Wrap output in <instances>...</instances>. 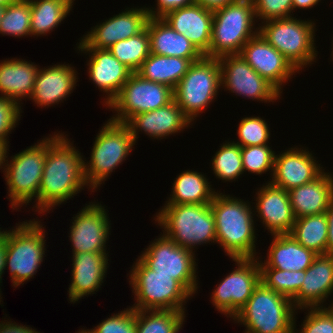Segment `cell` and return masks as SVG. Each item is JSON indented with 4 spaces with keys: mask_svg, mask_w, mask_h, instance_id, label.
<instances>
[{
    "mask_svg": "<svg viewBox=\"0 0 333 333\" xmlns=\"http://www.w3.org/2000/svg\"><path fill=\"white\" fill-rule=\"evenodd\" d=\"M60 131L47 136V156L33 211L44 215L74 198L89 186L84 176V156Z\"/></svg>",
    "mask_w": 333,
    "mask_h": 333,
    "instance_id": "cell-1",
    "label": "cell"
},
{
    "mask_svg": "<svg viewBox=\"0 0 333 333\" xmlns=\"http://www.w3.org/2000/svg\"><path fill=\"white\" fill-rule=\"evenodd\" d=\"M210 206L215 220L216 241L224 253L231 259L257 258L256 221L254 207H251L254 205L249 200L217 190Z\"/></svg>",
    "mask_w": 333,
    "mask_h": 333,
    "instance_id": "cell-2",
    "label": "cell"
},
{
    "mask_svg": "<svg viewBox=\"0 0 333 333\" xmlns=\"http://www.w3.org/2000/svg\"><path fill=\"white\" fill-rule=\"evenodd\" d=\"M154 220L165 236L194 253L200 245L217 243L210 204H165Z\"/></svg>",
    "mask_w": 333,
    "mask_h": 333,
    "instance_id": "cell-3",
    "label": "cell"
},
{
    "mask_svg": "<svg viewBox=\"0 0 333 333\" xmlns=\"http://www.w3.org/2000/svg\"><path fill=\"white\" fill-rule=\"evenodd\" d=\"M296 311L290 298L260 281L246 305L232 320L243 324L244 333H294Z\"/></svg>",
    "mask_w": 333,
    "mask_h": 333,
    "instance_id": "cell-4",
    "label": "cell"
},
{
    "mask_svg": "<svg viewBox=\"0 0 333 333\" xmlns=\"http://www.w3.org/2000/svg\"><path fill=\"white\" fill-rule=\"evenodd\" d=\"M129 270V285L135 298L134 310H173L186 313L192 295L170 275L157 274L139 257Z\"/></svg>",
    "mask_w": 333,
    "mask_h": 333,
    "instance_id": "cell-5",
    "label": "cell"
},
{
    "mask_svg": "<svg viewBox=\"0 0 333 333\" xmlns=\"http://www.w3.org/2000/svg\"><path fill=\"white\" fill-rule=\"evenodd\" d=\"M44 228L41 220L30 219L16 223L15 228L5 233V270L9 269L11 283L15 288L34 278L45 258Z\"/></svg>",
    "mask_w": 333,
    "mask_h": 333,
    "instance_id": "cell-6",
    "label": "cell"
},
{
    "mask_svg": "<svg viewBox=\"0 0 333 333\" xmlns=\"http://www.w3.org/2000/svg\"><path fill=\"white\" fill-rule=\"evenodd\" d=\"M258 26L264 39L285 56L299 73L316 62L315 20L304 21L293 16L267 20Z\"/></svg>",
    "mask_w": 333,
    "mask_h": 333,
    "instance_id": "cell-7",
    "label": "cell"
},
{
    "mask_svg": "<svg viewBox=\"0 0 333 333\" xmlns=\"http://www.w3.org/2000/svg\"><path fill=\"white\" fill-rule=\"evenodd\" d=\"M135 141L125 123L108 119L93 142L90 160H84V176L91 192L97 191L101 184L122 165L132 152Z\"/></svg>",
    "mask_w": 333,
    "mask_h": 333,
    "instance_id": "cell-8",
    "label": "cell"
},
{
    "mask_svg": "<svg viewBox=\"0 0 333 333\" xmlns=\"http://www.w3.org/2000/svg\"><path fill=\"white\" fill-rule=\"evenodd\" d=\"M252 0H238L213 11L210 58L240 54L242 47L259 33Z\"/></svg>",
    "mask_w": 333,
    "mask_h": 333,
    "instance_id": "cell-9",
    "label": "cell"
},
{
    "mask_svg": "<svg viewBox=\"0 0 333 333\" xmlns=\"http://www.w3.org/2000/svg\"><path fill=\"white\" fill-rule=\"evenodd\" d=\"M221 89V68L218 58L204 56L193 62L173 90L174 101L194 124ZM207 107V108H206Z\"/></svg>",
    "mask_w": 333,
    "mask_h": 333,
    "instance_id": "cell-10",
    "label": "cell"
},
{
    "mask_svg": "<svg viewBox=\"0 0 333 333\" xmlns=\"http://www.w3.org/2000/svg\"><path fill=\"white\" fill-rule=\"evenodd\" d=\"M39 141V142H38ZM23 151L7 157L4 178L11 209L18 211L38 199V190L47 156V137ZM9 160V161H8ZM20 207V208H19Z\"/></svg>",
    "mask_w": 333,
    "mask_h": 333,
    "instance_id": "cell-11",
    "label": "cell"
},
{
    "mask_svg": "<svg viewBox=\"0 0 333 333\" xmlns=\"http://www.w3.org/2000/svg\"><path fill=\"white\" fill-rule=\"evenodd\" d=\"M149 244L138 257L157 274L170 275L192 296L196 294L199 283L194 251L177 245L163 233Z\"/></svg>",
    "mask_w": 333,
    "mask_h": 333,
    "instance_id": "cell-12",
    "label": "cell"
},
{
    "mask_svg": "<svg viewBox=\"0 0 333 333\" xmlns=\"http://www.w3.org/2000/svg\"><path fill=\"white\" fill-rule=\"evenodd\" d=\"M174 100L173 89L160 83L143 79L132 73L118 95L106 107L115 114L112 121L126 123L133 115L164 107ZM113 109V110H112Z\"/></svg>",
    "mask_w": 333,
    "mask_h": 333,
    "instance_id": "cell-13",
    "label": "cell"
},
{
    "mask_svg": "<svg viewBox=\"0 0 333 333\" xmlns=\"http://www.w3.org/2000/svg\"><path fill=\"white\" fill-rule=\"evenodd\" d=\"M235 267L211 293V303L223 315L233 318L260 283L258 258L232 259Z\"/></svg>",
    "mask_w": 333,
    "mask_h": 333,
    "instance_id": "cell-14",
    "label": "cell"
},
{
    "mask_svg": "<svg viewBox=\"0 0 333 333\" xmlns=\"http://www.w3.org/2000/svg\"><path fill=\"white\" fill-rule=\"evenodd\" d=\"M221 88L252 101L271 103L282 94L261 77L240 54L219 57Z\"/></svg>",
    "mask_w": 333,
    "mask_h": 333,
    "instance_id": "cell-15",
    "label": "cell"
},
{
    "mask_svg": "<svg viewBox=\"0 0 333 333\" xmlns=\"http://www.w3.org/2000/svg\"><path fill=\"white\" fill-rule=\"evenodd\" d=\"M105 208L98 201H92L72 217L68 233L72 254L108 252L106 242L111 234V220Z\"/></svg>",
    "mask_w": 333,
    "mask_h": 333,
    "instance_id": "cell-16",
    "label": "cell"
},
{
    "mask_svg": "<svg viewBox=\"0 0 333 333\" xmlns=\"http://www.w3.org/2000/svg\"><path fill=\"white\" fill-rule=\"evenodd\" d=\"M149 19L146 6L126 8L119 14L100 22L84 34L76 44L78 47L108 49L118 41L140 33Z\"/></svg>",
    "mask_w": 333,
    "mask_h": 333,
    "instance_id": "cell-17",
    "label": "cell"
},
{
    "mask_svg": "<svg viewBox=\"0 0 333 333\" xmlns=\"http://www.w3.org/2000/svg\"><path fill=\"white\" fill-rule=\"evenodd\" d=\"M242 58L281 94L284 84L295 77L298 71L292 64L258 33L240 52Z\"/></svg>",
    "mask_w": 333,
    "mask_h": 333,
    "instance_id": "cell-18",
    "label": "cell"
},
{
    "mask_svg": "<svg viewBox=\"0 0 333 333\" xmlns=\"http://www.w3.org/2000/svg\"><path fill=\"white\" fill-rule=\"evenodd\" d=\"M311 151L295 146L275 154L274 168L270 183L289 191L292 188L310 183L324 171ZM324 168V169H323Z\"/></svg>",
    "mask_w": 333,
    "mask_h": 333,
    "instance_id": "cell-19",
    "label": "cell"
},
{
    "mask_svg": "<svg viewBox=\"0 0 333 333\" xmlns=\"http://www.w3.org/2000/svg\"><path fill=\"white\" fill-rule=\"evenodd\" d=\"M77 51L89 55L86 62L89 80L105 93L103 105L107 107L133 72L108 49L77 46Z\"/></svg>",
    "mask_w": 333,
    "mask_h": 333,
    "instance_id": "cell-20",
    "label": "cell"
},
{
    "mask_svg": "<svg viewBox=\"0 0 333 333\" xmlns=\"http://www.w3.org/2000/svg\"><path fill=\"white\" fill-rule=\"evenodd\" d=\"M255 196L254 216L260 218V222L271 236L289 234L295 217L288 191L266 181L261 188H257Z\"/></svg>",
    "mask_w": 333,
    "mask_h": 333,
    "instance_id": "cell-21",
    "label": "cell"
},
{
    "mask_svg": "<svg viewBox=\"0 0 333 333\" xmlns=\"http://www.w3.org/2000/svg\"><path fill=\"white\" fill-rule=\"evenodd\" d=\"M125 124L129 127L135 143L140 131L151 139L160 140L181 133L193 125L174 100L153 111L135 114Z\"/></svg>",
    "mask_w": 333,
    "mask_h": 333,
    "instance_id": "cell-22",
    "label": "cell"
},
{
    "mask_svg": "<svg viewBox=\"0 0 333 333\" xmlns=\"http://www.w3.org/2000/svg\"><path fill=\"white\" fill-rule=\"evenodd\" d=\"M72 64H54L38 70L33 93V100L38 107L48 108L63 102L76 88L78 75ZM47 106V107H46Z\"/></svg>",
    "mask_w": 333,
    "mask_h": 333,
    "instance_id": "cell-23",
    "label": "cell"
},
{
    "mask_svg": "<svg viewBox=\"0 0 333 333\" xmlns=\"http://www.w3.org/2000/svg\"><path fill=\"white\" fill-rule=\"evenodd\" d=\"M108 253L83 252L72 255V280L67 293L69 303L74 304L82 297L96 294L99 289L101 290L109 268Z\"/></svg>",
    "mask_w": 333,
    "mask_h": 333,
    "instance_id": "cell-24",
    "label": "cell"
},
{
    "mask_svg": "<svg viewBox=\"0 0 333 333\" xmlns=\"http://www.w3.org/2000/svg\"><path fill=\"white\" fill-rule=\"evenodd\" d=\"M161 18L190 40L204 56L209 57L213 11L193 3L172 10Z\"/></svg>",
    "mask_w": 333,
    "mask_h": 333,
    "instance_id": "cell-25",
    "label": "cell"
},
{
    "mask_svg": "<svg viewBox=\"0 0 333 333\" xmlns=\"http://www.w3.org/2000/svg\"><path fill=\"white\" fill-rule=\"evenodd\" d=\"M333 294V255H317L305 270L299 292L291 299L297 310L326 307L324 303ZM324 304V305H323Z\"/></svg>",
    "mask_w": 333,
    "mask_h": 333,
    "instance_id": "cell-26",
    "label": "cell"
},
{
    "mask_svg": "<svg viewBox=\"0 0 333 333\" xmlns=\"http://www.w3.org/2000/svg\"><path fill=\"white\" fill-rule=\"evenodd\" d=\"M295 219L325 213L333 200V172L288 191Z\"/></svg>",
    "mask_w": 333,
    "mask_h": 333,
    "instance_id": "cell-27",
    "label": "cell"
},
{
    "mask_svg": "<svg viewBox=\"0 0 333 333\" xmlns=\"http://www.w3.org/2000/svg\"><path fill=\"white\" fill-rule=\"evenodd\" d=\"M266 260L258 258L260 268H276L288 271L306 270L317 256L298 243L290 234L272 235ZM260 258V259H259Z\"/></svg>",
    "mask_w": 333,
    "mask_h": 333,
    "instance_id": "cell-28",
    "label": "cell"
},
{
    "mask_svg": "<svg viewBox=\"0 0 333 333\" xmlns=\"http://www.w3.org/2000/svg\"><path fill=\"white\" fill-rule=\"evenodd\" d=\"M146 28L150 38V53L184 59H202L204 55L183 34L162 18L149 17Z\"/></svg>",
    "mask_w": 333,
    "mask_h": 333,
    "instance_id": "cell-29",
    "label": "cell"
},
{
    "mask_svg": "<svg viewBox=\"0 0 333 333\" xmlns=\"http://www.w3.org/2000/svg\"><path fill=\"white\" fill-rule=\"evenodd\" d=\"M39 66L24 59L11 58L0 62V95L19 104L33 93ZM21 102V103H20Z\"/></svg>",
    "mask_w": 333,
    "mask_h": 333,
    "instance_id": "cell-30",
    "label": "cell"
},
{
    "mask_svg": "<svg viewBox=\"0 0 333 333\" xmlns=\"http://www.w3.org/2000/svg\"><path fill=\"white\" fill-rule=\"evenodd\" d=\"M204 173L182 171L173 180L172 191L165 204H210L217 192Z\"/></svg>",
    "mask_w": 333,
    "mask_h": 333,
    "instance_id": "cell-31",
    "label": "cell"
},
{
    "mask_svg": "<svg viewBox=\"0 0 333 333\" xmlns=\"http://www.w3.org/2000/svg\"><path fill=\"white\" fill-rule=\"evenodd\" d=\"M200 59H184L151 53L136 72L143 79L164 84L174 90L193 62Z\"/></svg>",
    "mask_w": 333,
    "mask_h": 333,
    "instance_id": "cell-32",
    "label": "cell"
},
{
    "mask_svg": "<svg viewBox=\"0 0 333 333\" xmlns=\"http://www.w3.org/2000/svg\"><path fill=\"white\" fill-rule=\"evenodd\" d=\"M29 1L31 6V37L46 36L51 33L72 11V7L63 0Z\"/></svg>",
    "mask_w": 333,
    "mask_h": 333,
    "instance_id": "cell-33",
    "label": "cell"
},
{
    "mask_svg": "<svg viewBox=\"0 0 333 333\" xmlns=\"http://www.w3.org/2000/svg\"><path fill=\"white\" fill-rule=\"evenodd\" d=\"M328 221L325 213L295 219L289 233L317 255L327 254Z\"/></svg>",
    "mask_w": 333,
    "mask_h": 333,
    "instance_id": "cell-34",
    "label": "cell"
},
{
    "mask_svg": "<svg viewBox=\"0 0 333 333\" xmlns=\"http://www.w3.org/2000/svg\"><path fill=\"white\" fill-rule=\"evenodd\" d=\"M108 50L133 73L137 72L151 54L147 28L126 40L116 42Z\"/></svg>",
    "mask_w": 333,
    "mask_h": 333,
    "instance_id": "cell-35",
    "label": "cell"
},
{
    "mask_svg": "<svg viewBox=\"0 0 333 333\" xmlns=\"http://www.w3.org/2000/svg\"><path fill=\"white\" fill-rule=\"evenodd\" d=\"M219 147L210 163L215 178L225 183L238 181L244 174L241 146L231 140L223 142Z\"/></svg>",
    "mask_w": 333,
    "mask_h": 333,
    "instance_id": "cell-36",
    "label": "cell"
},
{
    "mask_svg": "<svg viewBox=\"0 0 333 333\" xmlns=\"http://www.w3.org/2000/svg\"><path fill=\"white\" fill-rule=\"evenodd\" d=\"M186 314L173 310H136V333H172Z\"/></svg>",
    "mask_w": 333,
    "mask_h": 333,
    "instance_id": "cell-37",
    "label": "cell"
},
{
    "mask_svg": "<svg viewBox=\"0 0 333 333\" xmlns=\"http://www.w3.org/2000/svg\"><path fill=\"white\" fill-rule=\"evenodd\" d=\"M30 19V1L16 0L5 7L0 23V34L17 38L31 37Z\"/></svg>",
    "mask_w": 333,
    "mask_h": 333,
    "instance_id": "cell-38",
    "label": "cell"
},
{
    "mask_svg": "<svg viewBox=\"0 0 333 333\" xmlns=\"http://www.w3.org/2000/svg\"><path fill=\"white\" fill-rule=\"evenodd\" d=\"M305 277L303 271L260 268V281L271 290L292 299L300 290Z\"/></svg>",
    "mask_w": 333,
    "mask_h": 333,
    "instance_id": "cell-39",
    "label": "cell"
},
{
    "mask_svg": "<svg viewBox=\"0 0 333 333\" xmlns=\"http://www.w3.org/2000/svg\"><path fill=\"white\" fill-rule=\"evenodd\" d=\"M276 152L270 145L241 147V158L244 172L262 175L269 171L272 178ZM271 170V171H270Z\"/></svg>",
    "mask_w": 333,
    "mask_h": 333,
    "instance_id": "cell-40",
    "label": "cell"
},
{
    "mask_svg": "<svg viewBox=\"0 0 333 333\" xmlns=\"http://www.w3.org/2000/svg\"><path fill=\"white\" fill-rule=\"evenodd\" d=\"M268 123L259 116H247L241 119L237 128L238 141L241 147L268 145L271 133Z\"/></svg>",
    "mask_w": 333,
    "mask_h": 333,
    "instance_id": "cell-41",
    "label": "cell"
},
{
    "mask_svg": "<svg viewBox=\"0 0 333 333\" xmlns=\"http://www.w3.org/2000/svg\"><path fill=\"white\" fill-rule=\"evenodd\" d=\"M299 310H307L305 319L301 323V329H296V315L294 318V333H333V307H311ZM297 330V331H296Z\"/></svg>",
    "mask_w": 333,
    "mask_h": 333,
    "instance_id": "cell-42",
    "label": "cell"
},
{
    "mask_svg": "<svg viewBox=\"0 0 333 333\" xmlns=\"http://www.w3.org/2000/svg\"><path fill=\"white\" fill-rule=\"evenodd\" d=\"M87 333H136V310L132 307L102 320L92 329H85Z\"/></svg>",
    "mask_w": 333,
    "mask_h": 333,
    "instance_id": "cell-43",
    "label": "cell"
},
{
    "mask_svg": "<svg viewBox=\"0 0 333 333\" xmlns=\"http://www.w3.org/2000/svg\"><path fill=\"white\" fill-rule=\"evenodd\" d=\"M252 3L256 22L293 16L292 0H252Z\"/></svg>",
    "mask_w": 333,
    "mask_h": 333,
    "instance_id": "cell-44",
    "label": "cell"
},
{
    "mask_svg": "<svg viewBox=\"0 0 333 333\" xmlns=\"http://www.w3.org/2000/svg\"><path fill=\"white\" fill-rule=\"evenodd\" d=\"M22 105L12 98L0 95V140L9 144V134L16 128L21 118Z\"/></svg>",
    "mask_w": 333,
    "mask_h": 333,
    "instance_id": "cell-45",
    "label": "cell"
},
{
    "mask_svg": "<svg viewBox=\"0 0 333 333\" xmlns=\"http://www.w3.org/2000/svg\"><path fill=\"white\" fill-rule=\"evenodd\" d=\"M195 3V0H156V7H146L149 17L161 18L166 13Z\"/></svg>",
    "mask_w": 333,
    "mask_h": 333,
    "instance_id": "cell-46",
    "label": "cell"
},
{
    "mask_svg": "<svg viewBox=\"0 0 333 333\" xmlns=\"http://www.w3.org/2000/svg\"><path fill=\"white\" fill-rule=\"evenodd\" d=\"M10 320L0 322V333H40L28 325H21Z\"/></svg>",
    "mask_w": 333,
    "mask_h": 333,
    "instance_id": "cell-47",
    "label": "cell"
},
{
    "mask_svg": "<svg viewBox=\"0 0 333 333\" xmlns=\"http://www.w3.org/2000/svg\"><path fill=\"white\" fill-rule=\"evenodd\" d=\"M328 221L327 254L333 255V200L325 212Z\"/></svg>",
    "mask_w": 333,
    "mask_h": 333,
    "instance_id": "cell-48",
    "label": "cell"
},
{
    "mask_svg": "<svg viewBox=\"0 0 333 333\" xmlns=\"http://www.w3.org/2000/svg\"><path fill=\"white\" fill-rule=\"evenodd\" d=\"M236 1L238 0H195V3L200 4L208 10L215 11Z\"/></svg>",
    "mask_w": 333,
    "mask_h": 333,
    "instance_id": "cell-49",
    "label": "cell"
},
{
    "mask_svg": "<svg viewBox=\"0 0 333 333\" xmlns=\"http://www.w3.org/2000/svg\"><path fill=\"white\" fill-rule=\"evenodd\" d=\"M320 1L321 0H292L293 12L294 9H311L315 5H318Z\"/></svg>",
    "mask_w": 333,
    "mask_h": 333,
    "instance_id": "cell-50",
    "label": "cell"
},
{
    "mask_svg": "<svg viewBox=\"0 0 333 333\" xmlns=\"http://www.w3.org/2000/svg\"><path fill=\"white\" fill-rule=\"evenodd\" d=\"M9 146H10L9 144L0 140V169L3 170L2 172L5 171L6 160H7V157L9 156L8 155Z\"/></svg>",
    "mask_w": 333,
    "mask_h": 333,
    "instance_id": "cell-51",
    "label": "cell"
},
{
    "mask_svg": "<svg viewBox=\"0 0 333 333\" xmlns=\"http://www.w3.org/2000/svg\"><path fill=\"white\" fill-rule=\"evenodd\" d=\"M6 256H7V252H6V243L3 240V242L0 244V286L2 283V277H3V273L5 271V261H6ZM0 292L1 291V287H0Z\"/></svg>",
    "mask_w": 333,
    "mask_h": 333,
    "instance_id": "cell-52",
    "label": "cell"
},
{
    "mask_svg": "<svg viewBox=\"0 0 333 333\" xmlns=\"http://www.w3.org/2000/svg\"><path fill=\"white\" fill-rule=\"evenodd\" d=\"M16 0H0V6H6L10 3L15 2Z\"/></svg>",
    "mask_w": 333,
    "mask_h": 333,
    "instance_id": "cell-53",
    "label": "cell"
},
{
    "mask_svg": "<svg viewBox=\"0 0 333 333\" xmlns=\"http://www.w3.org/2000/svg\"><path fill=\"white\" fill-rule=\"evenodd\" d=\"M6 229L2 231V228L0 227V244L3 242L4 240V236H5V233H6Z\"/></svg>",
    "mask_w": 333,
    "mask_h": 333,
    "instance_id": "cell-54",
    "label": "cell"
},
{
    "mask_svg": "<svg viewBox=\"0 0 333 333\" xmlns=\"http://www.w3.org/2000/svg\"><path fill=\"white\" fill-rule=\"evenodd\" d=\"M184 322H185V320H184L179 326H177V327L173 330L172 333H178V332H180L181 329H182V327H183V324H185Z\"/></svg>",
    "mask_w": 333,
    "mask_h": 333,
    "instance_id": "cell-55",
    "label": "cell"
},
{
    "mask_svg": "<svg viewBox=\"0 0 333 333\" xmlns=\"http://www.w3.org/2000/svg\"><path fill=\"white\" fill-rule=\"evenodd\" d=\"M5 7H6V6H0V23H1V20H2L3 14H4V11H5Z\"/></svg>",
    "mask_w": 333,
    "mask_h": 333,
    "instance_id": "cell-56",
    "label": "cell"
},
{
    "mask_svg": "<svg viewBox=\"0 0 333 333\" xmlns=\"http://www.w3.org/2000/svg\"><path fill=\"white\" fill-rule=\"evenodd\" d=\"M63 1L68 3L72 8L74 7L73 4L75 0H63Z\"/></svg>",
    "mask_w": 333,
    "mask_h": 333,
    "instance_id": "cell-57",
    "label": "cell"
},
{
    "mask_svg": "<svg viewBox=\"0 0 333 333\" xmlns=\"http://www.w3.org/2000/svg\"><path fill=\"white\" fill-rule=\"evenodd\" d=\"M78 333H87V332L82 328V330L80 329Z\"/></svg>",
    "mask_w": 333,
    "mask_h": 333,
    "instance_id": "cell-58",
    "label": "cell"
},
{
    "mask_svg": "<svg viewBox=\"0 0 333 333\" xmlns=\"http://www.w3.org/2000/svg\"><path fill=\"white\" fill-rule=\"evenodd\" d=\"M332 42H333V41H332ZM331 50H332V52H331V56H332V57H331V58H332V61H333V45H332V49H331Z\"/></svg>",
    "mask_w": 333,
    "mask_h": 333,
    "instance_id": "cell-59",
    "label": "cell"
},
{
    "mask_svg": "<svg viewBox=\"0 0 333 333\" xmlns=\"http://www.w3.org/2000/svg\"><path fill=\"white\" fill-rule=\"evenodd\" d=\"M1 296H2V295H1V292H0V305L3 306V305L1 304V301H2V300H1V299H2Z\"/></svg>",
    "mask_w": 333,
    "mask_h": 333,
    "instance_id": "cell-60",
    "label": "cell"
},
{
    "mask_svg": "<svg viewBox=\"0 0 333 333\" xmlns=\"http://www.w3.org/2000/svg\"><path fill=\"white\" fill-rule=\"evenodd\" d=\"M329 302H330V303H329V304H330L329 306H332V307H333V300H332V301L330 300ZM331 302H332V303H331Z\"/></svg>",
    "mask_w": 333,
    "mask_h": 333,
    "instance_id": "cell-61",
    "label": "cell"
}]
</instances>
